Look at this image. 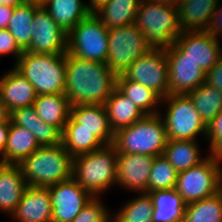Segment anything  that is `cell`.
Instances as JSON below:
<instances>
[{"mask_svg": "<svg viewBox=\"0 0 222 222\" xmlns=\"http://www.w3.org/2000/svg\"><path fill=\"white\" fill-rule=\"evenodd\" d=\"M107 63L81 59L66 52L65 95L71 106L104 105L116 87Z\"/></svg>", "mask_w": 222, "mask_h": 222, "instance_id": "6da1fadb", "label": "cell"}, {"mask_svg": "<svg viewBox=\"0 0 222 222\" xmlns=\"http://www.w3.org/2000/svg\"><path fill=\"white\" fill-rule=\"evenodd\" d=\"M18 165L28 186L49 187L72 178L73 157L61 143L38 148Z\"/></svg>", "mask_w": 222, "mask_h": 222, "instance_id": "7a4b0ae2", "label": "cell"}, {"mask_svg": "<svg viewBox=\"0 0 222 222\" xmlns=\"http://www.w3.org/2000/svg\"><path fill=\"white\" fill-rule=\"evenodd\" d=\"M118 153L113 144L73 158L72 177L94 198L116 186Z\"/></svg>", "mask_w": 222, "mask_h": 222, "instance_id": "3957f363", "label": "cell"}, {"mask_svg": "<svg viewBox=\"0 0 222 222\" xmlns=\"http://www.w3.org/2000/svg\"><path fill=\"white\" fill-rule=\"evenodd\" d=\"M134 24L152 49L170 48L182 33L178 7L142 0Z\"/></svg>", "mask_w": 222, "mask_h": 222, "instance_id": "277c9868", "label": "cell"}, {"mask_svg": "<svg viewBox=\"0 0 222 222\" xmlns=\"http://www.w3.org/2000/svg\"><path fill=\"white\" fill-rule=\"evenodd\" d=\"M168 137L160 115H145L131 126L114 133L113 145L117 153L161 156Z\"/></svg>", "mask_w": 222, "mask_h": 222, "instance_id": "5b68a950", "label": "cell"}, {"mask_svg": "<svg viewBox=\"0 0 222 222\" xmlns=\"http://www.w3.org/2000/svg\"><path fill=\"white\" fill-rule=\"evenodd\" d=\"M14 67L33 85L37 95L65 92L66 54L23 51Z\"/></svg>", "mask_w": 222, "mask_h": 222, "instance_id": "8992f818", "label": "cell"}, {"mask_svg": "<svg viewBox=\"0 0 222 222\" xmlns=\"http://www.w3.org/2000/svg\"><path fill=\"white\" fill-rule=\"evenodd\" d=\"M166 113L162 116L168 140H197L198 135L207 136V125L201 119L187 94H168L161 101ZM164 116V117H163Z\"/></svg>", "mask_w": 222, "mask_h": 222, "instance_id": "52a82bcc", "label": "cell"}, {"mask_svg": "<svg viewBox=\"0 0 222 222\" xmlns=\"http://www.w3.org/2000/svg\"><path fill=\"white\" fill-rule=\"evenodd\" d=\"M222 157L209 154L200 164L178 172L175 189L190 204L222 189Z\"/></svg>", "mask_w": 222, "mask_h": 222, "instance_id": "ba28073f", "label": "cell"}, {"mask_svg": "<svg viewBox=\"0 0 222 222\" xmlns=\"http://www.w3.org/2000/svg\"><path fill=\"white\" fill-rule=\"evenodd\" d=\"M109 29L94 14L81 20L69 33L67 52L81 59L106 63Z\"/></svg>", "mask_w": 222, "mask_h": 222, "instance_id": "9c48e42d", "label": "cell"}, {"mask_svg": "<svg viewBox=\"0 0 222 222\" xmlns=\"http://www.w3.org/2000/svg\"><path fill=\"white\" fill-rule=\"evenodd\" d=\"M152 48L146 37L133 23L109 29L107 66L116 75H122L139 57Z\"/></svg>", "mask_w": 222, "mask_h": 222, "instance_id": "30bf717a", "label": "cell"}, {"mask_svg": "<svg viewBox=\"0 0 222 222\" xmlns=\"http://www.w3.org/2000/svg\"><path fill=\"white\" fill-rule=\"evenodd\" d=\"M123 75L128 80L151 88L162 99L169 94L168 65L164 49H151L135 60Z\"/></svg>", "mask_w": 222, "mask_h": 222, "instance_id": "8fae6325", "label": "cell"}, {"mask_svg": "<svg viewBox=\"0 0 222 222\" xmlns=\"http://www.w3.org/2000/svg\"><path fill=\"white\" fill-rule=\"evenodd\" d=\"M52 222H72L94 198L72 177L48 187Z\"/></svg>", "mask_w": 222, "mask_h": 222, "instance_id": "7c38bea8", "label": "cell"}, {"mask_svg": "<svg viewBox=\"0 0 222 222\" xmlns=\"http://www.w3.org/2000/svg\"><path fill=\"white\" fill-rule=\"evenodd\" d=\"M168 65L169 94H188L205 82L206 73L182 49L174 44L165 49Z\"/></svg>", "mask_w": 222, "mask_h": 222, "instance_id": "4fadbf2b", "label": "cell"}, {"mask_svg": "<svg viewBox=\"0 0 222 222\" xmlns=\"http://www.w3.org/2000/svg\"><path fill=\"white\" fill-rule=\"evenodd\" d=\"M32 25V38L28 52L66 54L68 33L56 23L43 5L35 10Z\"/></svg>", "mask_w": 222, "mask_h": 222, "instance_id": "5bb4252c", "label": "cell"}, {"mask_svg": "<svg viewBox=\"0 0 222 222\" xmlns=\"http://www.w3.org/2000/svg\"><path fill=\"white\" fill-rule=\"evenodd\" d=\"M207 31H182L175 43L182 49V57L192 59L207 73L222 57V46Z\"/></svg>", "mask_w": 222, "mask_h": 222, "instance_id": "9a60e30c", "label": "cell"}, {"mask_svg": "<svg viewBox=\"0 0 222 222\" xmlns=\"http://www.w3.org/2000/svg\"><path fill=\"white\" fill-rule=\"evenodd\" d=\"M151 155L118 153L116 185L131 192L148 193Z\"/></svg>", "mask_w": 222, "mask_h": 222, "instance_id": "2e32d148", "label": "cell"}, {"mask_svg": "<svg viewBox=\"0 0 222 222\" xmlns=\"http://www.w3.org/2000/svg\"><path fill=\"white\" fill-rule=\"evenodd\" d=\"M64 129H87L104 145L113 144L112 131L104 105H74Z\"/></svg>", "mask_w": 222, "mask_h": 222, "instance_id": "e0dca14e", "label": "cell"}, {"mask_svg": "<svg viewBox=\"0 0 222 222\" xmlns=\"http://www.w3.org/2000/svg\"><path fill=\"white\" fill-rule=\"evenodd\" d=\"M11 217L16 222H52L48 187L28 186Z\"/></svg>", "mask_w": 222, "mask_h": 222, "instance_id": "ac0fdd59", "label": "cell"}, {"mask_svg": "<svg viewBox=\"0 0 222 222\" xmlns=\"http://www.w3.org/2000/svg\"><path fill=\"white\" fill-rule=\"evenodd\" d=\"M0 98L9 112L31 106L37 98L33 85L13 66L0 77Z\"/></svg>", "mask_w": 222, "mask_h": 222, "instance_id": "d6986e66", "label": "cell"}, {"mask_svg": "<svg viewBox=\"0 0 222 222\" xmlns=\"http://www.w3.org/2000/svg\"><path fill=\"white\" fill-rule=\"evenodd\" d=\"M27 187L18 164L0 163V212L11 216Z\"/></svg>", "mask_w": 222, "mask_h": 222, "instance_id": "ffe728a7", "label": "cell"}, {"mask_svg": "<svg viewBox=\"0 0 222 222\" xmlns=\"http://www.w3.org/2000/svg\"><path fill=\"white\" fill-rule=\"evenodd\" d=\"M10 121L30 131L41 147L62 143V133L56 127L42 121L33 105L17 108L10 112Z\"/></svg>", "mask_w": 222, "mask_h": 222, "instance_id": "44dd1931", "label": "cell"}, {"mask_svg": "<svg viewBox=\"0 0 222 222\" xmlns=\"http://www.w3.org/2000/svg\"><path fill=\"white\" fill-rule=\"evenodd\" d=\"M222 0H179L178 16L182 31H206L212 13Z\"/></svg>", "mask_w": 222, "mask_h": 222, "instance_id": "7402d4cb", "label": "cell"}, {"mask_svg": "<svg viewBox=\"0 0 222 222\" xmlns=\"http://www.w3.org/2000/svg\"><path fill=\"white\" fill-rule=\"evenodd\" d=\"M104 106L107 110L109 125L114 133L131 126L146 115L117 87L112 91Z\"/></svg>", "mask_w": 222, "mask_h": 222, "instance_id": "603a6c76", "label": "cell"}, {"mask_svg": "<svg viewBox=\"0 0 222 222\" xmlns=\"http://www.w3.org/2000/svg\"><path fill=\"white\" fill-rule=\"evenodd\" d=\"M33 107L42 121L63 133L71 108L65 93L37 95Z\"/></svg>", "mask_w": 222, "mask_h": 222, "instance_id": "cb8c5ba5", "label": "cell"}, {"mask_svg": "<svg viewBox=\"0 0 222 222\" xmlns=\"http://www.w3.org/2000/svg\"><path fill=\"white\" fill-rule=\"evenodd\" d=\"M153 222H183L186 204L175 188L148 192Z\"/></svg>", "mask_w": 222, "mask_h": 222, "instance_id": "d4e9b609", "label": "cell"}, {"mask_svg": "<svg viewBox=\"0 0 222 222\" xmlns=\"http://www.w3.org/2000/svg\"><path fill=\"white\" fill-rule=\"evenodd\" d=\"M41 5L66 33L91 14L82 0H44Z\"/></svg>", "mask_w": 222, "mask_h": 222, "instance_id": "484cf974", "label": "cell"}, {"mask_svg": "<svg viewBox=\"0 0 222 222\" xmlns=\"http://www.w3.org/2000/svg\"><path fill=\"white\" fill-rule=\"evenodd\" d=\"M40 147L30 131L10 121L7 144L0 163L19 164Z\"/></svg>", "mask_w": 222, "mask_h": 222, "instance_id": "4316f807", "label": "cell"}, {"mask_svg": "<svg viewBox=\"0 0 222 222\" xmlns=\"http://www.w3.org/2000/svg\"><path fill=\"white\" fill-rule=\"evenodd\" d=\"M197 140H168L163 156L178 171H184L203 162L209 153L202 157Z\"/></svg>", "mask_w": 222, "mask_h": 222, "instance_id": "83f0119b", "label": "cell"}, {"mask_svg": "<svg viewBox=\"0 0 222 222\" xmlns=\"http://www.w3.org/2000/svg\"><path fill=\"white\" fill-rule=\"evenodd\" d=\"M116 87L146 115L160 113L162 98L151 88L128 80L123 74L116 77Z\"/></svg>", "mask_w": 222, "mask_h": 222, "instance_id": "f1b7e54d", "label": "cell"}, {"mask_svg": "<svg viewBox=\"0 0 222 222\" xmlns=\"http://www.w3.org/2000/svg\"><path fill=\"white\" fill-rule=\"evenodd\" d=\"M141 2L142 0H110L94 14L108 29L131 25L135 22Z\"/></svg>", "mask_w": 222, "mask_h": 222, "instance_id": "f546056e", "label": "cell"}, {"mask_svg": "<svg viewBox=\"0 0 222 222\" xmlns=\"http://www.w3.org/2000/svg\"><path fill=\"white\" fill-rule=\"evenodd\" d=\"M40 5L41 3L38 2L25 1L13 9L7 29L22 51H27L30 47L33 17Z\"/></svg>", "mask_w": 222, "mask_h": 222, "instance_id": "4dcf8cb0", "label": "cell"}, {"mask_svg": "<svg viewBox=\"0 0 222 222\" xmlns=\"http://www.w3.org/2000/svg\"><path fill=\"white\" fill-rule=\"evenodd\" d=\"M187 95L207 126L222 110V91L205 82Z\"/></svg>", "mask_w": 222, "mask_h": 222, "instance_id": "1f68e13d", "label": "cell"}, {"mask_svg": "<svg viewBox=\"0 0 222 222\" xmlns=\"http://www.w3.org/2000/svg\"><path fill=\"white\" fill-rule=\"evenodd\" d=\"M183 222H222V189L212 196L187 204Z\"/></svg>", "mask_w": 222, "mask_h": 222, "instance_id": "d6a6232c", "label": "cell"}, {"mask_svg": "<svg viewBox=\"0 0 222 222\" xmlns=\"http://www.w3.org/2000/svg\"><path fill=\"white\" fill-rule=\"evenodd\" d=\"M134 197L112 214V222H153V204L149 194L138 193Z\"/></svg>", "mask_w": 222, "mask_h": 222, "instance_id": "836d02e7", "label": "cell"}, {"mask_svg": "<svg viewBox=\"0 0 222 222\" xmlns=\"http://www.w3.org/2000/svg\"><path fill=\"white\" fill-rule=\"evenodd\" d=\"M62 144L69 154L76 156L98 150L104 144L87 129H64Z\"/></svg>", "mask_w": 222, "mask_h": 222, "instance_id": "e575fe53", "label": "cell"}, {"mask_svg": "<svg viewBox=\"0 0 222 222\" xmlns=\"http://www.w3.org/2000/svg\"><path fill=\"white\" fill-rule=\"evenodd\" d=\"M177 177L178 171L163 155L154 157L149 175V192L175 188Z\"/></svg>", "mask_w": 222, "mask_h": 222, "instance_id": "d590c367", "label": "cell"}, {"mask_svg": "<svg viewBox=\"0 0 222 222\" xmlns=\"http://www.w3.org/2000/svg\"><path fill=\"white\" fill-rule=\"evenodd\" d=\"M111 214L100 198H93L72 222H112Z\"/></svg>", "mask_w": 222, "mask_h": 222, "instance_id": "8d00e7d4", "label": "cell"}, {"mask_svg": "<svg viewBox=\"0 0 222 222\" xmlns=\"http://www.w3.org/2000/svg\"><path fill=\"white\" fill-rule=\"evenodd\" d=\"M206 138L209 154L222 157V110L207 126Z\"/></svg>", "mask_w": 222, "mask_h": 222, "instance_id": "74e56055", "label": "cell"}, {"mask_svg": "<svg viewBox=\"0 0 222 222\" xmlns=\"http://www.w3.org/2000/svg\"><path fill=\"white\" fill-rule=\"evenodd\" d=\"M22 53L23 51L18 46L14 36L9 30L0 29V57L4 54H13V56H15V65Z\"/></svg>", "mask_w": 222, "mask_h": 222, "instance_id": "f35d334b", "label": "cell"}, {"mask_svg": "<svg viewBox=\"0 0 222 222\" xmlns=\"http://www.w3.org/2000/svg\"><path fill=\"white\" fill-rule=\"evenodd\" d=\"M205 83L222 91V57L220 60L206 73Z\"/></svg>", "mask_w": 222, "mask_h": 222, "instance_id": "ab89813d", "label": "cell"}, {"mask_svg": "<svg viewBox=\"0 0 222 222\" xmlns=\"http://www.w3.org/2000/svg\"><path fill=\"white\" fill-rule=\"evenodd\" d=\"M206 31L218 40H220L219 37H222V3H219L212 13L210 24Z\"/></svg>", "mask_w": 222, "mask_h": 222, "instance_id": "60d3db41", "label": "cell"}, {"mask_svg": "<svg viewBox=\"0 0 222 222\" xmlns=\"http://www.w3.org/2000/svg\"><path fill=\"white\" fill-rule=\"evenodd\" d=\"M9 129H10V120L5 123H0V160L4 156Z\"/></svg>", "mask_w": 222, "mask_h": 222, "instance_id": "b9f144b4", "label": "cell"}, {"mask_svg": "<svg viewBox=\"0 0 222 222\" xmlns=\"http://www.w3.org/2000/svg\"><path fill=\"white\" fill-rule=\"evenodd\" d=\"M13 9L10 6L0 5V29H7Z\"/></svg>", "mask_w": 222, "mask_h": 222, "instance_id": "7bdbcfd3", "label": "cell"}, {"mask_svg": "<svg viewBox=\"0 0 222 222\" xmlns=\"http://www.w3.org/2000/svg\"><path fill=\"white\" fill-rule=\"evenodd\" d=\"M110 0H89V3H86L88 10L91 13H94L96 10H98L101 6L106 4Z\"/></svg>", "mask_w": 222, "mask_h": 222, "instance_id": "ee69618b", "label": "cell"}, {"mask_svg": "<svg viewBox=\"0 0 222 222\" xmlns=\"http://www.w3.org/2000/svg\"><path fill=\"white\" fill-rule=\"evenodd\" d=\"M9 120H10V112L0 98V123H5L8 122Z\"/></svg>", "mask_w": 222, "mask_h": 222, "instance_id": "f6af8a7d", "label": "cell"}, {"mask_svg": "<svg viewBox=\"0 0 222 222\" xmlns=\"http://www.w3.org/2000/svg\"><path fill=\"white\" fill-rule=\"evenodd\" d=\"M26 0H0V5L10 6V7H17L23 4Z\"/></svg>", "mask_w": 222, "mask_h": 222, "instance_id": "bcb514c9", "label": "cell"}, {"mask_svg": "<svg viewBox=\"0 0 222 222\" xmlns=\"http://www.w3.org/2000/svg\"><path fill=\"white\" fill-rule=\"evenodd\" d=\"M150 1L158 2L162 4H168L172 6H178V3H179V0H150Z\"/></svg>", "mask_w": 222, "mask_h": 222, "instance_id": "7dc6e473", "label": "cell"}, {"mask_svg": "<svg viewBox=\"0 0 222 222\" xmlns=\"http://www.w3.org/2000/svg\"><path fill=\"white\" fill-rule=\"evenodd\" d=\"M26 1L38 2L42 4L44 0H26Z\"/></svg>", "mask_w": 222, "mask_h": 222, "instance_id": "c3c4849f", "label": "cell"}]
</instances>
